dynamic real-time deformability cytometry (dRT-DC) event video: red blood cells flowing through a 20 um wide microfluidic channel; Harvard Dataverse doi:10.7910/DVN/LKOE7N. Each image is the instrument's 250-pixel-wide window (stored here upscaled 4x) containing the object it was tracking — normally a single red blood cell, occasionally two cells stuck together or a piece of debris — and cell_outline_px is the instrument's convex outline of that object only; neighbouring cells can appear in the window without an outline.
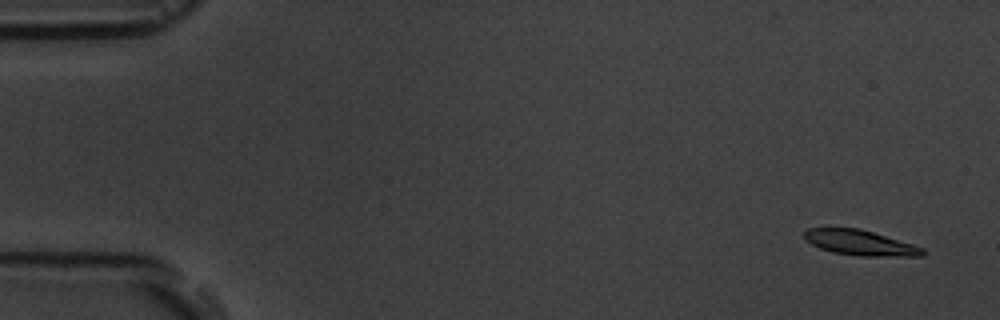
{"species": "common noctule bat (a hibernating species)", "species_latin": "Nyctalus noctula", "temperature_condition": "room temperature", "stored_images_in_passage": 4, "camera_frame_rate_fps": 3000, "um_per_image_px": 0.085, "animal": {"sex": "male", "body_mass_g": 19.5, "forearm_length_mm": 54.6}, "frame": {"image": 1, "passage_image": 1, "time_ms": 0.0, "image_size_px": [1000, 320], "cell_outline_px": [[928, 252], [924, 256], [860, 256], [832, 252], [820, 248], [804, 240], [804, 232], [808, 228], [860, 228], [912, 244], [924, 248]], "centroid_in_image_um": [73.13, 20.64], "position_along_channel_um": 11.9, "area_um2": 17.46}}
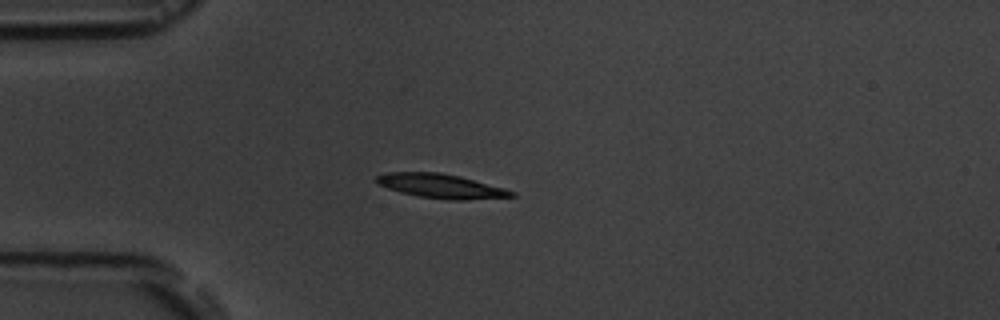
{"frame": {"image": 2, "passage_image": 4, "time_ms": 4.0, "image_size_px": [1000, 320], "cell_outline_px": [[516, 196], [464, 200], [448, 200], [420, 196], [400, 192], [388, 188], [380, 184], [376, 180], [376, 176], [388, 172], [440, 172], [460, 176], [504, 188], [516, 192]], "centroid_in_image_um": [37.51, 15.81], "position_along_channel_um": 47.5, "area_um2": 18.9}}